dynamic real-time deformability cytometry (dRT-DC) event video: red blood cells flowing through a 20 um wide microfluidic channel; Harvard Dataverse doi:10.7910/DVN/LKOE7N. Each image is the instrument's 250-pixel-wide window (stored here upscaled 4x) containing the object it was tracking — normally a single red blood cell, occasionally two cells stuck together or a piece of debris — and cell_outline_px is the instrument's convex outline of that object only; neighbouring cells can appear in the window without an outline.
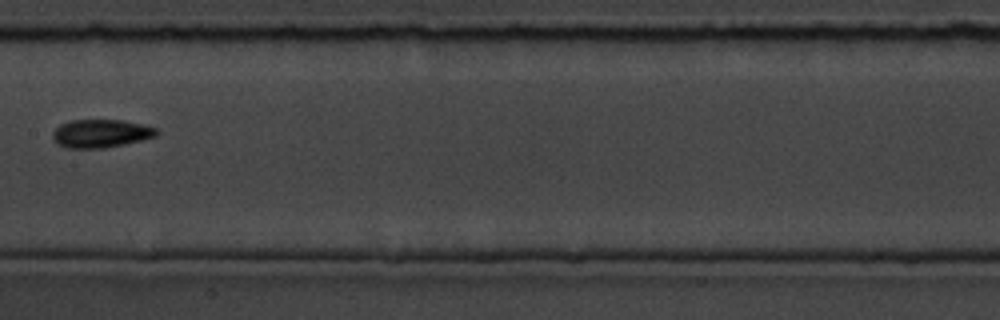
{"species": "common noctule bat (a hibernating species)", "species_latin": "Nyctalus noctula", "temperature_condition": "room temperature", "stored_images_in_passage": 5, "camera_frame_rate_fps": 3000, "um_per_image_px": 0.085, "animal": {"sex": "male", "body_mass_g": 19.5, "forearm_length_mm": 54.6}, "frame": {"image": 1, "passage_image": 5, "time_ms": 5.333, "image_size_px": [1000, 320], "cell_outline_px": [[160, 132], [156, 136], [124, 144], [104, 148], [68, 148], [56, 144], [52, 136], [52, 132], [60, 124], [72, 120], [124, 120], [144, 124], [156, 128]], "centroid_in_image_um": [8.57, 11.34], "position_along_channel_um": 198.8, "area_um2": 17.17}}